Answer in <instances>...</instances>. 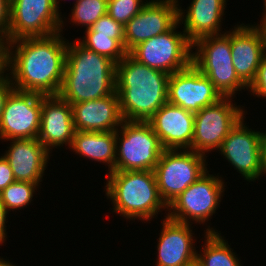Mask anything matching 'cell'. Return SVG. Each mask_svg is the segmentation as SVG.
Here are the masks:
<instances>
[{"label":"cell","instance_id":"cell-10","mask_svg":"<svg viewBox=\"0 0 266 266\" xmlns=\"http://www.w3.org/2000/svg\"><path fill=\"white\" fill-rule=\"evenodd\" d=\"M232 97H223L195 113L194 136L191 147L196 153L206 156L217 151L230 130L246 114L244 109L232 103Z\"/></svg>","mask_w":266,"mask_h":266},{"label":"cell","instance_id":"cell-6","mask_svg":"<svg viewBox=\"0 0 266 266\" xmlns=\"http://www.w3.org/2000/svg\"><path fill=\"white\" fill-rule=\"evenodd\" d=\"M163 150L148 122L124 120L116 131L114 171H154Z\"/></svg>","mask_w":266,"mask_h":266},{"label":"cell","instance_id":"cell-27","mask_svg":"<svg viewBox=\"0 0 266 266\" xmlns=\"http://www.w3.org/2000/svg\"><path fill=\"white\" fill-rule=\"evenodd\" d=\"M71 9L70 20L73 24L90 28L107 14L108 0H78Z\"/></svg>","mask_w":266,"mask_h":266},{"label":"cell","instance_id":"cell-37","mask_svg":"<svg viewBox=\"0 0 266 266\" xmlns=\"http://www.w3.org/2000/svg\"><path fill=\"white\" fill-rule=\"evenodd\" d=\"M264 1V12H263V16H262V20L260 21V24H257L256 26L261 28L262 30H264L266 32V0Z\"/></svg>","mask_w":266,"mask_h":266},{"label":"cell","instance_id":"cell-28","mask_svg":"<svg viewBox=\"0 0 266 266\" xmlns=\"http://www.w3.org/2000/svg\"><path fill=\"white\" fill-rule=\"evenodd\" d=\"M144 0H108L107 14L115 21L126 25L143 6L147 3Z\"/></svg>","mask_w":266,"mask_h":266},{"label":"cell","instance_id":"cell-40","mask_svg":"<svg viewBox=\"0 0 266 266\" xmlns=\"http://www.w3.org/2000/svg\"><path fill=\"white\" fill-rule=\"evenodd\" d=\"M0 206H3L2 205V191H0Z\"/></svg>","mask_w":266,"mask_h":266},{"label":"cell","instance_id":"cell-4","mask_svg":"<svg viewBox=\"0 0 266 266\" xmlns=\"http://www.w3.org/2000/svg\"><path fill=\"white\" fill-rule=\"evenodd\" d=\"M107 176L105 195L113 203L112 211L125 219L152 221L158 212L168 209L154 171H112Z\"/></svg>","mask_w":266,"mask_h":266},{"label":"cell","instance_id":"cell-16","mask_svg":"<svg viewBox=\"0 0 266 266\" xmlns=\"http://www.w3.org/2000/svg\"><path fill=\"white\" fill-rule=\"evenodd\" d=\"M256 24H237L230 30L231 53L235 72L249 87L262 57L266 54V32Z\"/></svg>","mask_w":266,"mask_h":266},{"label":"cell","instance_id":"cell-3","mask_svg":"<svg viewBox=\"0 0 266 266\" xmlns=\"http://www.w3.org/2000/svg\"><path fill=\"white\" fill-rule=\"evenodd\" d=\"M116 92V64L81 45L68 41L59 96L71 105L100 99Z\"/></svg>","mask_w":266,"mask_h":266},{"label":"cell","instance_id":"cell-12","mask_svg":"<svg viewBox=\"0 0 266 266\" xmlns=\"http://www.w3.org/2000/svg\"><path fill=\"white\" fill-rule=\"evenodd\" d=\"M42 94L14 89L0 121V140L35 139L40 129Z\"/></svg>","mask_w":266,"mask_h":266},{"label":"cell","instance_id":"cell-35","mask_svg":"<svg viewBox=\"0 0 266 266\" xmlns=\"http://www.w3.org/2000/svg\"><path fill=\"white\" fill-rule=\"evenodd\" d=\"M7 214H9L4 206H0V246L6 241L7 238V232H6V221Z\"/></svg>","mask_w":266,"mask_h":266},{"label":"cell","instance_id":"cell-23","mask_svg":"<svg viewBox=\"0 0 266 266\" xmlns=\"http://www.w3.org/2000/svg\"><path fill=\"white\" fill-rule=\"evenodd\" d=\"M70 149L80 157L105 163L106 173H111L116 162V131H75Z\"/></svg>","mask_w":266,"mask_h":266},{"label":"cell","instance_id":"cell-1","mask_svg":"<svg viewBox=\"0 0 266 266\" xmlns=\"http://www.w3.org/2000/svg\"><path fill=\"white\" fill-rule=\"evenodd\" d=\"M62 36L57 32L11 41V82L16 90L45 96L59 94L68 48Z\"/></svg>","mask_w":266,"mask_h":266},{"label":"cell","instance_id":"cell-29","mask_svg":"<svg viewBox=\"0 0 266 266\" xmlns=\"http://www.w3.org/2000/svg\"><path fill=\"white\" fill-rule=\"evenodd\" d=\"M124 29V25L106 14L86 29L85 32H96V35L109 36L110 38H124Z\"/></svg>","mask_w":266,"mask_h":266},{"label":"cell","instance_id":"cell-38","mask_svg":"<svg viewBox=\"0 0 266 266\" xmlns=\"http://www.w3.org/2000/svg\"><path fill=\"white\" fill-rule=\"evenodd\" d=\"M0 266H16V265L0 257Z\"/></svg>","mask_w":266,"mask_h":266},{"label":"cell","instance_id":"cell-9","mask_svg":"<svg viewBox=\"0 0 266 266\" xmlns=\"http://www.w3.org/2000/svg\"><path fill=\"white\" fill-rule=\"evenodd\" d=\"M180 24L138 44L128 54L137 62L169 75L186 69L192 64L193 44L184 31H176Z\"/></svg>","mask_w":266,"mask_h":266},{"label":"cell","instance_id":"cell-14","mask_svg":"<svg viewBox=\"0 0 266 266\" xmlns=\"http://www.w3.org/2000/svg\"><path fill=\"white\" fill-rule=\"evenodd\" d=\"M178 0H149L126 25L124 47L129 53L135 46L171 30L178 22Z\"/></svg>","mask_w":266,"mask_h":266},{"label":"cell","instance_id":"cell-21","mask_svg":"<svg viewBox=\"0 0 266 266\" xmlns=\"http://www.w3.org/2000/svg\"><path fill=\"white\" fill-rule=\"evenodd\" d=\"M72 113L76 131H117L124 121L116 92L100 99L72 104Z\"/></svg>","mask_w":266,"mask_h":266},{"label":"cell","instance_id":"cell-7","mask_svg":"<svg viewBox=\"0 0 266 266\" xmlns=\"http://www.w3.org/2000/svg\"><path fill=\"white\" fill-rule=\"evenodd\" d=\"M207 156L190 149H164L154 168L160 197L168 206L207 169Z\"/></svg>","mask_w":266,"mask_h":266},{"label":"cell","instance_id":"cell-30","mask_svg":"<svg viewBox=\"0 0 266 266\" xmlns=\"http://www.w3.org/2000/svg\"><path fill=\"white\" fill-rule=\"evenodd\" d=\"M11 41L0 37V82L11 80Z\"/></svg>","mask_w":266,"mask_h":266},{"label":"cell","instance_id":"cell-20","mask_svg":"<svg viewBox=\"0 0 266 266\" xmlns=\"http://www.w3.org/2000/svg\"><path fill=\"white\" fill-rule=\"evenodd\" d=\"M4 157L16 181L40 183L50 160V153L37 139H11ZM12 141V142H11Z\"/></svg>","mask_w":266,"mask_h":266},{"label":"cell","instance_id":"cell-24","mask_svg":"<svg viewBox=\"0 0 266 266\" xmlns=\"http://www.w3.org/2000/svg\"><path fill=\"white\" fill-rule=\"evenodd\" d=\"M204 232L205 245L200 254L197 253L196 266H242L236 253L218 230L207 226Z\"/></svg>","mask_w":266,"mask_h":266},{"label":"cell","instance_id":"cell-15","mask_svg":"<svg viewBox=\"0 0 266 266\" xmlns=\"http://www.w3.org/2000/svg\"><path fill=\"white\" fill-rule=\"evenodd\" d=\"M221 98L208 77L193 64L169 76L167 102L189 112L195 114Z\"/></svg>","mask_w":266,"mask_h":266},{"label":"cell","instance_id":"cell-17","mask_svg":"<svg viewBox=\"0 0 266 266\" xmlns=\"http://www.w3.org/2000/svg\"><path fill=\"white\" fill-rule=\"evenodd\" d=\"M161 225L163 228L157 241L156 266H195L198 251L194 244L192 224L174 221L166 215Z\"/></svg>","mask_w":266,"mask_h":266},{"label":"cell","instance_id":"cell-13","mask_svg":"<svg viewBox=\"0 0 266 266\" xmlns=\"http://www.w3.org/2000/svg\"><path fill=\"white\" fill-rule=\"evenodd\" d=\"M245 116L230 130L218 149L246 181L263 176L261 165V132L249 129Z\"/></svg>","mask_w":266,"mask_h":266},{"label":"cell","instance_id":"cell-19","mask_svg":"<svg viewBox=\"0 0 266 266\" xmlns=\"http://www.w3.org/2000/svg\"><path fill=\"white\" fill-rule=\"evenodd\" d=\"M195 114L166 102L147 121L164 149H189L194 136Z\"/></svg>","mask_w":266,"mask_h":266},{"label":"cell","instance_id":"cell-31","mask_svg":"<svg viewBox=\"0 0 266 266\" xmlns=\"http://www.w3.org/2000/svg\"><path fill=\"white\" fill-rule=\"evenodd\" d=\"M250 89V90H249ZM251 95L266 98V54L262 57L254 81L248 87Z\"/></svg>","mask_w":266,"mask_h":266},{"label":"cell","instance_id":"cell-22","mask_svg":"<svg viewBox=\"0 0 266 266\" xmlns=\"http://www.w3.org/2000/svg\"><path fill=\"white\" fill-rule=\"evenodd\" d=\"M227 0H192L187 10L179 6L178 19L193 44L198 39L222 34V20Z\"/></svg>","mask_w":266,"mask_h":266},{"label":"cell","instance_id":"cell-18","mask_svg":"<svg viewBox=\"0 0 266 266\" xmlns=\"http://www.w3.org/2000/svg\"><path fill=\"white\" fill-rule=\"evenodd\" d=\"M72 105L59 95H42L40 129L37 139L50 152L71 146L75 134Z\"/></svg>","mask_w":266,"mask_h":266},{"label":"cell","instance_id":"cell-39","mask_svg":"<svg viewBox=\"0 0 266 266\" xmlns=\"http://www.w3.org/2000/svg\"><path fill=\"white\" fill-rule=\"evenodd\" d=\"M54 1H55L56 8L59 10V8H60V7H59V6H60V4H59L60 2H59V1H60V0H59V1H58V0H54ZM64 1H65V0H64ZM77 1H78V0H76L75 2H77Z\"/></svg>","mask_w":266,"mask_h":266},{"label":"cell","instance_id":"cell-25","mask_svg":"<svg viewBox=\"0 0 266 266\" xmlns=\"http://www.w3.org/2000/svg\"><path fill=\"white\" fill-rule=\"evenodd\" d=\"M82 39L77 40L81 45L109 58L115 64L128 54L124 47V38H110L109 36L96 35V32H85Z\"/></svg>","mask_w":266,"mask_h":266},{"label":"cell","instance_id":"cell-8","mask_svg":"<svg viewBox=\"0 0 266 266\" xmlns=\"http://www.w3.org/2000/svg\"><path fill=\"white\" fill-rule=\"evenodd\" d=\"M209 172L207 170L168 205L166 215L169 219L201 225L212 218L224 196L225 182L221 176H214Z\"/></svg>","mask_w":266,"mask_h":266},{"label":"cell","instance_id":"cell-26","mask_svg":"<svg viewBox=\"0 0 266 266\" xmlns=\"http://www.w3.org/2000/svg\"><path fill=\"white\" fill-rule=\"evenodd\" d=\"M40 184L21 181L11 183L2 191V205L8 213L26 208L33 201V195Z\"/></svg>","mask_w":266,"mask_h":266},{"label":"cell","instance_id":"cell-5","mask_svg":"<svg viewBox=\"0 0 266 266\" xmlns=\"http://www.w3.org/2000/svg\"><path fill=\"white\" fill-rule=\"evenodd\" d=\"M222 33L193 43L196 50L192 52V64L208 77L222 97L234 98L237 91L248 90V87L239 79L233 66L230 31Z\"/></svg>","mask_w":266,"mask_h":266},{"label":"cell","instance_id":"cell-34","mask_svg":"<svg viewBox=\"0 0 266 266\" xmlns=\"http://www.w3.org/2000/svg\"><path fill=\"white\" fill-rule=\"evenodd\" d=\"M14 89L15 88L11 80H5V81L0 82V121H1V117H2V113L4 110L6 100Z\"/></svg>","mask_w":266,"mask_h":266},{"label":"cell","instance_id":"cell-33","mask_svg":"<svg viewBox=\"0 0 266 266\" xmlns=\"http://www.w3.org/2000/svg\"><path fill=\"white\" fill-rule=\"evenodd\" d=\"M10 22V0H0V37L8 39Z\"/></svg>","mask_w":266,"mask_h":266},{"label":"cell","instance_id":"cell-36","mask_svg":"<svg viewBox=\"0 0 266 266\" xmlns=\"http://www.w3.org/2000/svg\"><path fill=\"white\" fill-rule=\"evenodd\" d=\"M261 165L264 176L266 174V131H261Z\"/></svg>","mask_w":266,"mask_h":266},{"label":"cell","instance_id":"cell-32","mask_svg":"<svg viewBox=\"0 0 266 266\" xmlns=\"http://www.w3.org/2000/svg\"><path fill=\"white\" fill-rule=\"evenodd\" d=\"M13 171L4 155L0 156V191L15 182Z\"/></svg>","mask_w":266,"mask_h":266},{"label":"cell","instance_id":"cell-11","mask_svg":"<svg viewBox=\"0 0 266 266\" xmlns=\"http://www.w3.org/2000/svg\"><path fill=\"white\" fill-rule=\"evenodd\" d=\"M64 25L54 0H10V41L50 36L62 32Z\"/></svg>","mask_w":266,"mask_h":266},{"label":"cell","instance_id":"cell-2","mask_svg":"<svg viewBox=\"0 0 266 266\" xmlns=\"http://www.w3.org/2000/svg\"><path fill=\"white\" fill-rule=\"evenodd\" d=\"M169 74L127 54L116 64V93L125 121L147 122L167 102Z\"/></svg>","mask_w":266,"mask_h":266}]
</instances>
